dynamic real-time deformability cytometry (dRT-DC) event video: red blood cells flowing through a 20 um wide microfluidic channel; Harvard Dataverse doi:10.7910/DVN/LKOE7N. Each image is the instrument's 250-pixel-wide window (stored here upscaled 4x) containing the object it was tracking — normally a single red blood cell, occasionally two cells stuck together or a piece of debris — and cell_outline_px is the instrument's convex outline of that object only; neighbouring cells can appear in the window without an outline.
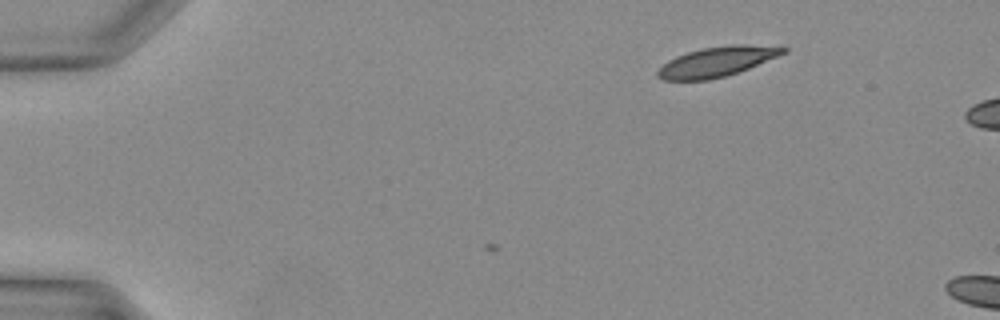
{"species": "Egyptian fruit bat (a non-hibernating species)", "species_latin": "Rousettus aegyptiacus", "temperature_condition": "warm", "stored_images_in_passage": 4, "camera_frame_rate_fps": 3000, "um_per_image_px": 0.085, "animal": {"sex": "female"}, "frame": {"image": 1, "passage_image": 1, "time_ms": 0.0, "image_size_px": [1000, 320], "cell_outline_px": [[788, 52], [748, 68], [724, 76], [708, 80], [664, 80], [656, 76], [656, 72], [668, 60], [676, 56], [688, 52], [704, 48], [732, 44], [744, 44], [788, 48]], "centroid_in_image_um": [60.92, 5.24], "position_along_channel_um": 24.1, "area_um2": 21.5}}